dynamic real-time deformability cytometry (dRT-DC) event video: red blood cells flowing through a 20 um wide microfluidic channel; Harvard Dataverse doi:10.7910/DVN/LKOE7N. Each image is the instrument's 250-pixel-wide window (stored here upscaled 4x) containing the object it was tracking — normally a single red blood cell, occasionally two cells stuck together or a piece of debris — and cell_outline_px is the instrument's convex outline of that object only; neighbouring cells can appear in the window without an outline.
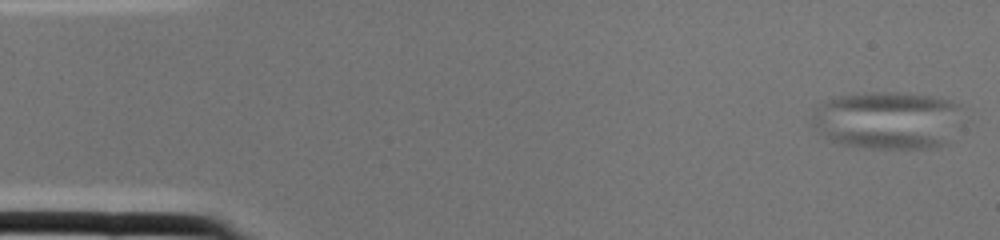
{"species": "common noctule bat (a hibernating species)", "species_latin": "Nyctalus noctula", "temperature_condition": "cold", "stored_images_in_passage": 2, "camera_frame_rate_fps": 3000, "um_per_image_px": 0.085, "animal": {"sex": "female", "body_mass_g": 22.0, "forearm_length_mm": 56.7}, "frame": {"image": 1, "passage_image": 1, "time_ms": 0.0, "image_size_px": [1000, 240], "cell_outline_px": [[972, 120], [948, 144], [936, 148], [864, 148], [844, 144], [828, 140], [812, 124], [808, 116], [816, 108], [828, 100], [840, 96], [864, 92], [896, 92], [928, 96], [948, 100], [960, 104]], "centroid_in_image_um": [75.64, 10.23], "position_along_channel_um": 9.4, "area_um2": 52.77}}